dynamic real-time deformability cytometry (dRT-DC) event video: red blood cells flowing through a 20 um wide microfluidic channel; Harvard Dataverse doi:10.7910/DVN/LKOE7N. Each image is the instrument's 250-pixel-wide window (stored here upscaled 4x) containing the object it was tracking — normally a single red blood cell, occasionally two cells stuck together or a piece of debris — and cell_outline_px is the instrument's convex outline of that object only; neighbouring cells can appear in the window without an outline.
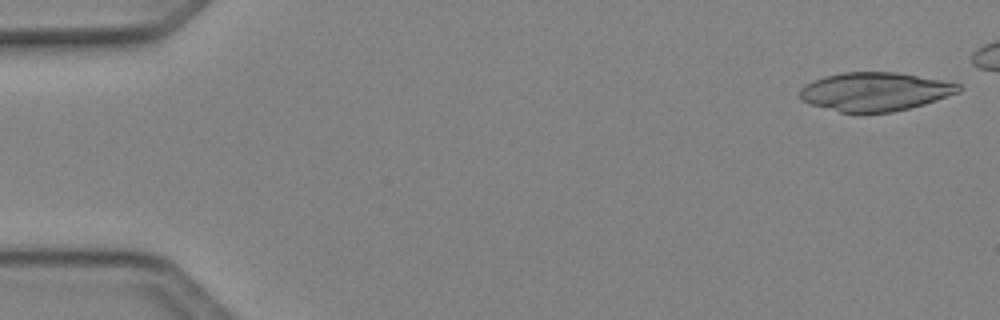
{"species": "Egyptian fruit bat (a non-hibernating species)", "species_latin": "Rousettus aegyptiacus", "temperature_condition": "cold", "stored_images_in_passage": 43, "camera_frame_rate_fps": 3000, "um_per_image_px": 0.085, "animal": {"sex": "female"}, "frame": {"image": 1, "passage_image": 1, "time_ms": 0.0, "image_size_px": [1000, 320], "cell_outline_px": [[964, 88], [960, 92], [924, 104], [892, 112], [860, 116], [840, 112], [808, 104], [800, 100], [800, 88], [804, 84], [812, 80], [824, 76], [840, 72], [896, 72], [944, 80], [960, 84]], "centroid_in_image_um": [74.34, 7.81], "position_along_channel_um": 10.7, "area_um2": 36.76}}